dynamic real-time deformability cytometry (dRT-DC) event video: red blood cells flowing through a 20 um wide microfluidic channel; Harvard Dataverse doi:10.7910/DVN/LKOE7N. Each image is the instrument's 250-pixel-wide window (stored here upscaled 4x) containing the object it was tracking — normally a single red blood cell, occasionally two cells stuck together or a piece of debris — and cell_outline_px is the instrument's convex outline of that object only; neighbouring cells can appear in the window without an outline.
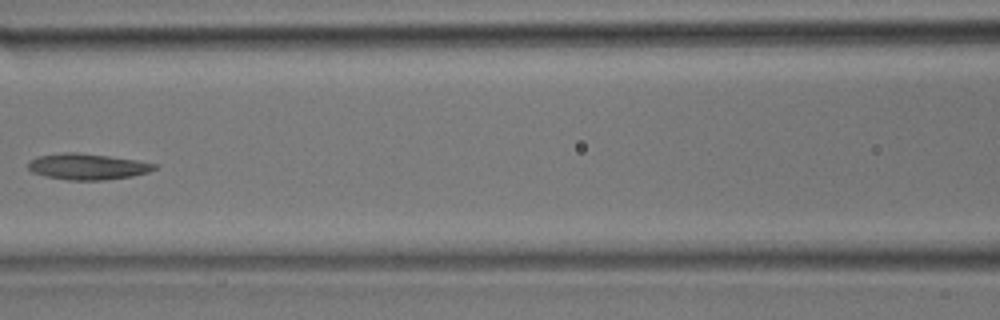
{"species": "common noctule bat (a hibernating species)", "species_latin": "Nyctalus noctula", "temperature_condition": "room temperature", "stored_images_in_passage": 34, "camera_frame_rate_fps": 3000, "um_per_image_px": 0.085, "animal": {"sex": "male", "body_mass_g": 17.9}, "frame": {"image": 1, "passage_image": 15, "time_ms": 4.667, "image_size_px": [1000, 320], "cell_outline_px": [[160, 164], [156, 168], [148, 172], [132, 176], [104, 180], [68, 180], [44, 176], [32, 172], [28, 168], [28, 160], [36, 156], [64, 152], [76, 152], [108, 156], [136, 160]], "centroid_in_image_um": [7.41, 14.15], "position_along_channel_um": 159.2, "area_um2": 19.31}}